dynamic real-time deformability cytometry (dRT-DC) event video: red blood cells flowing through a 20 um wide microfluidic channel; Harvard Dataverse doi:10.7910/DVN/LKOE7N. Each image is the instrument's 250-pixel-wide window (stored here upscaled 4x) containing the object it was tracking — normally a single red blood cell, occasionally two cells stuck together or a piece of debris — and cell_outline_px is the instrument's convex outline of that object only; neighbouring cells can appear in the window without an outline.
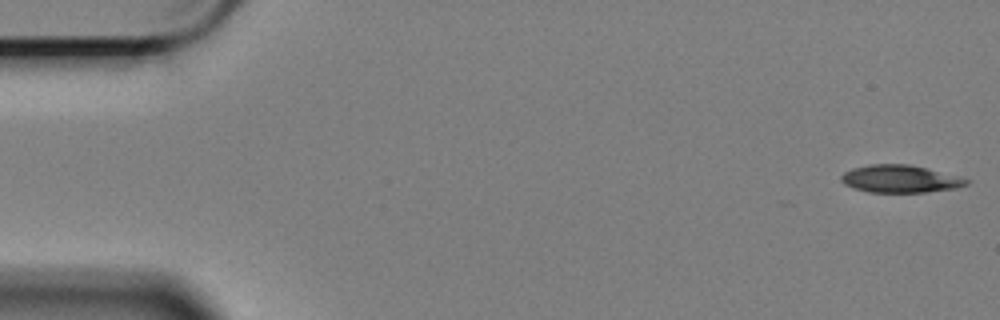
{"species": "Egyptian fruit bat (a non-hibernating species)", "species_latin": "Rousettus aegyptiacus", "temperature_condition": "cold", "stored_images_in_passage": 29, "camera_frame_rate_fps": 3000, "um_per_image_px": 0.085, "animal": {"sex": "female"}, "frame": {"image": 1, "passage_image": 1, "time_ms": 0.0, "image_size_px": [1000, 320], "cell_outline_px": [[972, 180], [968, 184], [956, 188], [924, 192], [868, 192], [844, 184], [840, 180], [840, 176], [844, 172], [852, 168], [868, 164], [908, 164], [928, 168], [960, 176]], "centroid_in_image_um": [76.54, 15.19], "position_along_channel_um": 8.5, "area_um2": 20.23}}
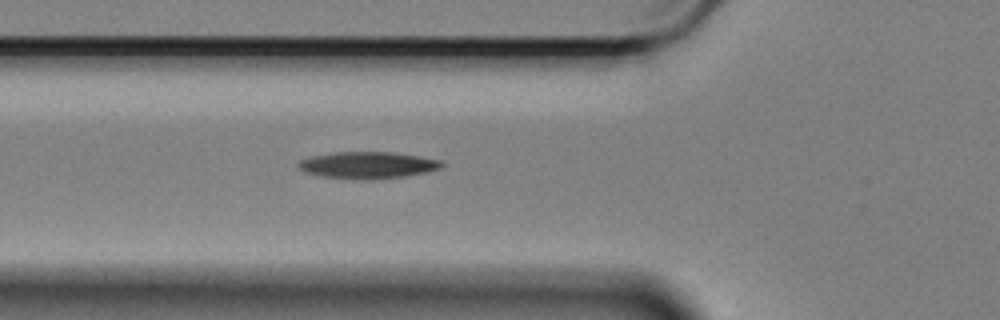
{"frame": {"image": 2, "passage_image": 20, "time_ms": 6.333, "image_size_px": [1000, 320], "cell_outline_px": [[444, 164], [440, 168], [428, 172], [404, 176], [372, 180], [364, 180], [324, 176], [304, 172], [296, 164], [300, 160], [312, 156], [336, 152], [396, 152], [420, 156], [440, 160]], "centroid_in_image_um": [31.28, 14.03], "position_along_channel_um": 94.5, "area_um2": 22.37}}
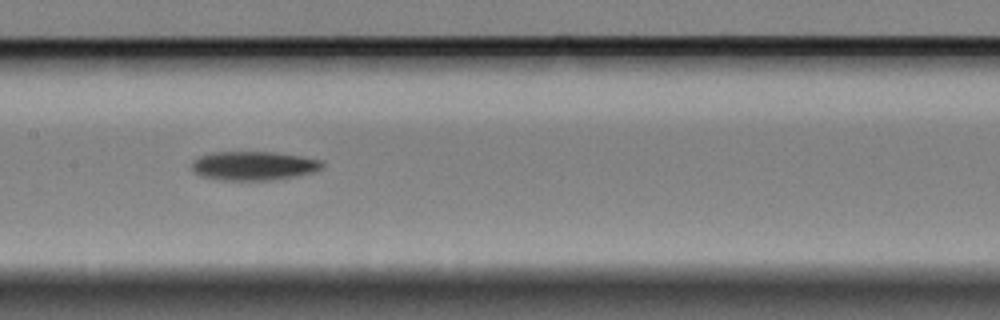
{"frame": {"image": 3, "passage_image": 28, "time_ms": 9.0, "image_size_px": [1000, 320], "cell_outline_px": [[324, 164], [320, 168], [312, 172], [296, 176], [272, 180], [220, 180], [200, 176], [192, 172], [192, 160], [200, 156], [212, 152], [276, 152], [324, 160]], "centroid_in_image_um": [21.53, 14.09], "position_along_channel_um": 185.9, "area_um2": 22.14}}